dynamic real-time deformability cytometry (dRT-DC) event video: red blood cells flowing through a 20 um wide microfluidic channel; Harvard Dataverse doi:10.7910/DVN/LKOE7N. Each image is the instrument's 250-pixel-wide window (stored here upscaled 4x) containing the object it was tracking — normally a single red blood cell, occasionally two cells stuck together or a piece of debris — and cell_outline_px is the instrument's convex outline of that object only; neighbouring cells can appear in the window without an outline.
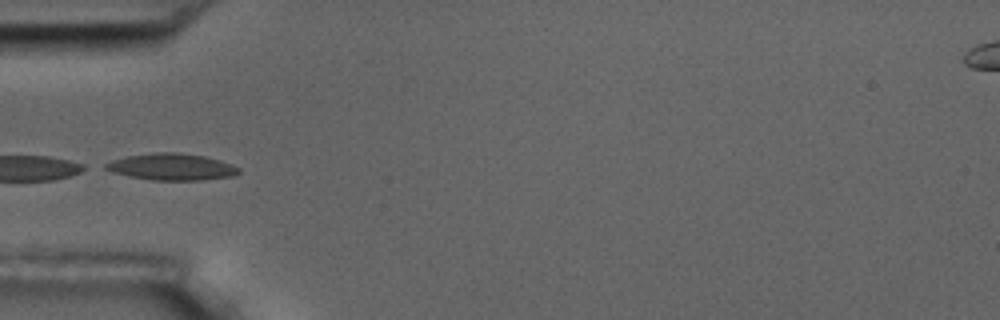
{"species": "common noctule bat (a hibernating species)", "species_latin": "Nyctalus noctula", "temperature_condition": "room temperature", "stored_images_in_passage": 8, "camera_frame_rate_fps": 3000, "um_per_image_px": 0.085, "animal": {"sex": "male", "body_mass_g": 17.5, "forearm_length_mm": 52.3}, "frame": {"image": 1, "passage_image": 5, "time_ms": 4.667, "image_size_px": [1000, 320], "cell_outline_px": [[240, 172], [232, 176], [200, 180], [152, 180], [128, 176], [112, 172], [104, 168], [104, 164], [112, 160], [128, 156], [156, 152], [176, 152], [204, 156], [220, 160], [232, 164], [240, 168]], "centroid_in_image_um": [14.59, 14.18], "position_along_channel_um": 70.4, "area_um2": 20.63}}
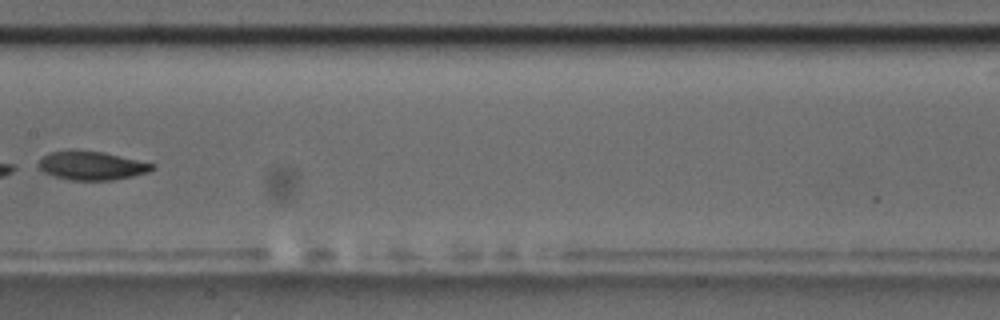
{"frame": {"image": 2, "passage_image": 8, "time_ms": 8.333, "image_size_px": [1000, 320], "cell_outline_px": [[156, 168], [148, 172], [132, 176], [112, 180], [72, 180], [56, 176], [44, 172], [36, 164], [44, 156], [52, 152], [76, 148], [104, 152], [156, 164]], "centroid_in_image_um": [7.81, 14.05], "position_along_channel_um": 199.6, "area_um2": 19.19}}